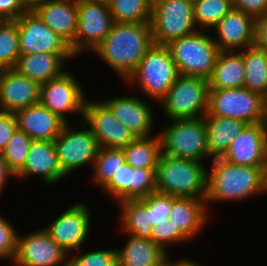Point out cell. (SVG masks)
<instances>
[{
  "label": "cell",
  "instance_id": "f35d334b",
  "mask_svg": "<svg viewBox=\"0 0 267 266\" xmlns=\"http://www.w3.org/2000/svg\"><path fill=\"white\" fill-rule=\"evenodd\" d=\"M69 260V266H117V249L81 252Z\"/></svg>",
  "mask_w": 267,
  "mask_h": 266
},
{
  "label": "cell",
  "instance_id": "f6af8a7d",
  "mask_svg": "<svg viewBox=\"0 0 267 266\" xmlns=\"http://www.w3.org/2000/svg\"><path fill=\"white\" fill-rule=\"evenodd\" d=\"M27 10L20 0H0V18L5 20H17Z\"/></svg>",
  "mask_w": 267,
  "mask_h": 266
},
{
  "label": "cell",
  "instance_id": "8d00e7d4",
  "mask_svg": "<svg viewBox=\"0 0 267 266\" xmlns=\"http://www.w3.org/2000/svg\"><path fill=\"white\" fill-rule=\"evenodd\" d=\"M32 139L18 128L0 152L8 168L15 174L25 163Z\"/></svg>",
  "mask_w": 267,
  "mask_h": 266
},
{
  "label": "cell",
  "instance_id": "ab89813d",
  "mask_svg": "<svg viewBox=\"0 0 267 266\" xmlns=\"http://www.w3.org/2000/svg\"><path fill=\"white\" fill-rule=\"evenodd\" d=\"M152 240L168 252L167 246L171 244L175 245L176 243H181L189 239L178 227H175L171 219H167L161 224H156L152 227Z\"/></svg>",
  "mask_w": 267,
  "mask_h": 266
},
{
  "label": "cell",
  "instance_id": "3957f363",
  "mask_svg": "<svg viewBox=\"0 0 267 266\" xmlns=\"http://www.w3.org/2000/svg\"><path fill=\"white\" fill-rule=\"evenodd\" d=\"M179 75L167 45L153 43L126 83L130 86L139 85L142 93L151 101L160 102Z\"/></svg>",
  "mask_w": 267,
  "mask_h": 266
},
{
  "label": "cell",
  "instance_id": "681fc988",
  "mask_svg": "<svg viewBox=\"0 0 267 266\" xmlns=\"http://www.w3.org/2000/svg\"><path fill=\"white\" fill-rule=\"evenodd\" d=\"M168 254H167V257H166V260L170 263L171 266H200V264H197L195 262H193L192 260H189V259H179L178 261H175L174 263L170 260H168Z\"/></svg>",
  "mask_w": 267,
  "mask_h": 266
},
{
  "label": "cell",
  "instance_id": "4dcf8cb0",
  "mask_svg": "<svg viewBox=\"0 0 267 266\" xmlns=\"http://www.w3.org/2000/svg\"><path fill=\"white\" fill-rule=\"evenodd\" d=\"M123 151L126 163L132 167L156 168L162 155L161 138L158 135L137 137Z\"/></svg>",
  "mask_w": 267,
  "mask_h": 266
},
{
  "label": "cell",
  "instance_id": "ac0fdd59",
  "mask_svg": "<svg viewBox=\"0 0 267 266\" xmlns=\"http://www.w3.org/2000/svg\"><path fill=\"white\" fill-rule=\"evenodd\" d=\"M256 19L238 9H231L214 27V42L220 51H240L255 43ZM216 39V40H215Z\"/></svg>",
  "mask_w": 267,
  "mask_h": 266
},
{
  "label": "cell",
  "instance_id": "d6986e66",
  "mask_svg": "<svg viewBox=\"0 0 267 266\" xmlns=\"http://www.w3.org/2000/svg\"><path fill=\"white\" fill-rule=\"evenodd\" d=\"M41 84L15 69L0 70V111L12 112L38 104Z\"/></svg>",
  "mask_w": 267,
  "mask_h": 266
},
{
  "label": "cell",
  "instance_id": "f907efd6",
  "mask_svg": "<svg viewBox=\"0 0 267 266\" xmlns=\"http://www.w3.org/2000/svg\"><path fill=\"white\" fill-rule=\"evenodd\" d=\"M264 184H265V189L267 192V156H266L265 164H264Z\"/></svg>",
  "mask_w": 267,
  "mask_h": 266
},
{
  "label": "cell",
  "instance_id": "cb8c5ba5",
  "mask_svg": "<svg viewBox=\"0 0 267 266\" xmlns=\"http://www.w3.org/2000/svg\"><path fill=\"white\" fill-rule=\"evenodd\" d=\"M17 128L32 140L54 141L66 122L40 103L15 113Z\"/></svg>",
  "mask_w": 267,
  "mask_h": 266
},
{
  "label": "cell",
  "instance_id": "c3c4849f",
  "mask_svg": "<svg viewBox=\"0 0 267 266\" xmlns=\"http://www.w3.org/2000/svg\"><path fill=\"white\" fill-rule=\"evenodd\" d=\"M23 7L27 11H34L38 6L44 4L48 0H20Z\"/></svg>",
  "mask_w": 267,
  "mask_h": 266
},
{
  "label": "cell",
  "instance_id": "816d5d0a",
  "mask_svg": "<svg viewBox=\"0 0 267 266\" xmlns=\"http://www.w3.org/2000/svg\"><path fill=\"white\" fill-rule=\"evenodd\" d=\"M158 266H171L170 263L167 260H164L160 265Z\"/></svg>",
  "mask_w": 267,
  "mask_h": 266
},
{
  "label": "cell",
  "instance_id": "5bb4252c",
  "mask_svg": "<svg viewBox=\"0 0 267 266\" xmlns=\"http://www.w3.org/2000/svg\"><path fill=\"white\" fill-rule=\"evenodd\" d=\"M20 54H73L70 45L36 15L27 11L17 20Z\"/></svg>",
  "mask_w": 267,
  "mask_h": 266
},
{
  "label": "cell",
  "instance_id": "f546056e",
  "mask_svg": "<svg viewBox=\"0 0 267 266\" xmlns=\"http://www.w3.org/2000/svg\"><path fill=\"white\" fill-rule=\"evenodd\" d=\"M207 130V148L228 150L231 142L247 125L245 122L218 116H204Z\"/></svg>",
  "mask_w": 267,
  "mask_h": 266
},
{
  "label": "cell",
  "instance_id": "d6a6232c",
  "mask_svg": "<svg viewBox=\"0 0 267 266\" xmlns=\"http://www.w3.org/2000/svg\"><path fill=\"white\" fill-rule=\"evenodd\" d=\"M116 23H146L152 20L153 0H108Z\"/></svg>",
  "mask_w": 267,
  "mask_h": 266
},
{
  "label": "cell",
  "instance_id": "8992f818",
  "mask_svg": "<svg viewBox=\"0 0 267 266\" xmlns=\"http://www.w3.org/2000/svg\"><path fill=\"white\" fill-rule=\"evenodd\" d=\"M205 116L233 118L246 124L267 122L265 97L244 87L209 89Z\"/></svg>",
  "mask_w": 267,
  "mask_h": 266
},
{
  "label": "cell",
  "instance_id": "30bf717a",
  "mask_svg": "<svg viewBox=\"0 0 267 266\" xmlns=\"http://www.w3.org/2000/svg\"><path fill=\"white\" fill-rule=\"evenodd\" d=\"M78 21L74 55L93 51L110 32L114 23L105 0H77Z\"/></svg>",
  "mask_w": 267,
  "mask_h": 266
},
{
  "label": "cell",
  "instance_id": "44dd1931",
  "mask_svg": "<svg viewBox=\"0 0 267 266\" xmlns=\"http://www.w3.org/2000/svg\"><path fill=\"white\" fill-rule=\"evenodd\" d=\"M38 175L45 184H55L66 175L59 165L54 141L32 140L24 165L14 174L15 178Z\"/></svg>",
  "mask_w": 267,
  "mask_h": 266
},
{
  "label": "cell",
  "instance_id": "1f68e13d",
  "mask_svg": "<svg viewBox=\"0 0 267 266\" xmlns=\"http://www.w3.org/2000/svg\"><path fill=\"white\" fill-rule=\"evenodd\" d=\"M118 204L122 211L120 221L123 233L152 240V223L147 207L140 200L121 201Z\"/></svg>",
  "mask_w": 267,
  "mask_h": 266
},
{
  "label": "cell",
  "instance_id": "7402d4cb",
  "mask_svg": "<svg viewBox=\"0 0 267 266\" xmlns=\"http://www.w3.org/2000/svg\"><path fill=\"white\" fill-rule=\"evenodd\" d=\"M118 119L135 137H150L154 114L150 105L133 96H117L102 100Z\"/></svg>",
  "mask_w": 267,
  "mask_h": 266
},
{
  "label": "cell",
  "instance_id": "2e32d148",
  "mask_svg": "<svg viewBox=\"0 0 267 266\" xmlns=\"http://www.w3.org/2000/svg\"><path fill=\"white\" fill-rule=\"evenodd\" d=\"M84 203H76L52 221L45 231L67 253L82 248L90 232V210Z\"/></svg>",
  "mask_w": 267,
  "mask_h": 266
},
{
  "label": "cell",
  "instance_id": "6da1fadb",
  "mask_svg": "<svg viewBox=\"0 0 267 266\" xmlns=\"http://www.w3.org/2000/svg\"><path fill=\"white\" fill-rule=\"evenodd\" d=\"M152 45L151 24L114 22L93 53L99 55L126 82Z\"/></svg>",
  "mask_w": 267,
  "mask_h": 266
},
{
  "label": "cell",
  "instance_id": "7c38bea8",
  "mask_svg": "<svg viewBox=\"0 0 267 266\" xmlns=\"http://www.w3.org/2000/svg\"><path fill=\"white\" fill-rule=\"evenodd\" d=\"M45 231L17 234L15 266H69V256ZM68 260V261H67Z\"/></svg>",
  "mask_w": 267,
  "mask_h": 266
},
{
  "label": "cell",
  "instance_id": "f1b7e54d",
  "mask_svg": "<svg viewBox=\"0 0 267 266\" xmlns=\"http://www.w3.org/2000/svg\"><path fill=\"white\" fill-rule=\"evenodd\" d=\"M245 65L244 88L267 97V51L252 45L240 50Z\"/></svg>",
  "mask_w": 267,
  "mask_h": 266
},
{
  "label": "cell",
  "instance_id": "277c9868",
  "mask_svg": "<svg viewBox=\"0 0 267 266\" xmlns=\"http://www.w3.org/2000/svg\"><path fill=\"white\" fill-rule=\"evenodd\" d=\"M266 192L264 167L231 164L207 180L206 208L218 201L246 200Z\"/></svg>",
  "mask_w": 267,
  "mask_h": 266
},
{
  "label": "cell",
  "instance_id": "74e56055",
  "mask_svg": "<svg viewBox=\"0 0 267 266\" xmlns=\"http://www.w3.org/2000/svg\"><path fill=\"white\" fill-rule=\"evenodd\" d=\"M139 200L149 211V218L152 223V227L169 219L173 203L172 195L155 191Z\"/></svg>",
  "mask_w": 267,
  "mask_h": 266
},
{
  "label": "cell",
  "instance_id": "60d3db41",
  "mask_svg": "<svg viewBox=\"0 0 267 266\" xmlns=\"http://www.w3.org/2000/svg\"><path fill=\"white\" fill-rule=\"evenodd\" d=\"M17 230L0 215V258L13 262L16 254Z\"/></svg>",
  "mask_w": 267,
  "mask_h": 266
},
{
  "label": "cell",
  "instance_id": "52a82bcc",
  "mask_svg": "<svg viewBox=\"0 0 267 266\" xmlns=\"http://www.w3.org/2000/svg\"><path fill=\"white\" fill-rule=\"evenodd\" d=\"M208 80L179 75L159 102L169 120L203 118L208 111Z\"/></svg>",
  "mask_w": 267,
  "mask_h": 266
},
{
  "label": "cell",
  "instance_id": "7bdbcfd3",
  "mask_svg": "<svg viewBox=\"0 0 267 266\" xmlns=\"http://www.w3.org/2000/svg\"><path fill=\"white\" fill-rule=\"evenodd\" d=\"M16 129L17 120L15 114L0 111V152L6 147Z\"/></svg>",
  "mask_w": 267,
  "mask_h": 266
},
{
  "label": "cell",
  "instance_id": "4316f807",
  "mask_svg": "<svg viewBox=\"0 0 267 266\" xmlns=\"http://www.w3.org/2000/svg\"><path fill=\"white\" fill-rule=\"evenodd\" d=\"M128 236L124 247L117 249L118 266H158L166 260L168 252L153 240Z\"/></svg>",
  "mask_w": 267,
  "mask_h": 266
},
{
  "label": "cell",
  "instance_id": "8fae6325",
  "mask_svg": "<svg viewBox=\"0 0 267 266\" xmlns=\"http://www.w3.org/2000/svg\"><path fill=\"white\" fill-rule=\"evenodd\" d=\"M81 127L74 130L66 123L54 140L59 165L66 176L85 164L93 165L99 149L90 128H85L84 124Z\"/></svg>",
  "mask_w": 267,
  "mask_h": 266
},
{
  "label": "cell",
  "instance_id": "7dc6e473",
  "mask_svg": "<svg viewBox=\"0 0 267 266\" xmlns=\"http://www.w3.org/2000/svg\"><path fill=\"white\" fill-rule=\"evenodd\" d=\"M14 177V173L8 168L5 160L0 153V195H2L3 189H5L6 182H8L10 177Z\"/></svg>",
  "mask_w": 267,
  "mask_h": 266
},
{
  "label": "cell",
  "instance_id": "5b68a950",
  "mask_svg": "<svg viewBox=\"0 0 267 266\" xmlns=\"http://www.w3.org/2000/svg\"><path fill=\"white\" fill-rule=\"evenodd\" d=\"M207 33L198 30L167 44L180 75L206 80L211 77L221 51L216 46L213 36Z\"/></svg>",
  "mask_w": 267,
  "mask_h": 266
},
{
  "label": "cell",
  "instance_id": "9a60e30c",
  "mask_svg": "<svg viewBox=\"0 0 267 266\" xmlns=\"http://www.w3.org/2000/svg\"><path fill=\"white\" fill-rule=\"evenodd\" d=\"M85 94L69 71L41 84L39 103L68 123L65 115L79 113L83 118Z\"/></svg>",
  "mask_w": 267,
  "mask_h": 266
},
{
  "label": "cell",
  "instance_id": "f5cc1de1",
  "mask_svg": "<svg viewBox=\"0 0 267 266\" xmlns=\"http://www.w3.org/2000/svg\"><path fill=\"white\" fill-rule=\"evenodd\" d=\"M265 103H266V118H267V97L265 98Z\"/></svg>",
  "mask_w": 267,
  "mask_h": 266
},
{
  "label": "cell",
  "instance_id": "603a6c76",
  "mask_svg": "<svg viewBox=\"0 0 267 266\" xmlns=\"http://www.w3.org/2000/svg\"><path fill=\"white\" fill-rule=\"evenodd\" d=\"M34 12L46 26L70 45L74 54L78 21L77 0H48L38 6Z\"/></svg>",
  "mask_w": 267,
  "mask_h": 266
},
{
  "label": "cell",
  "instance_id": "83f0119b",
  "mask_svg": "<svg viewBox=\"0 0 267 266\" xmlns=\"http://www.w3.org/2000/svg\"><path fill=\"white\" fill-rule=\"evenodd\" d=\"M245 84V65L240 51H221L217 57L209 89L243 88Z\"/></svg>",
  "mask_w": 267,
  "mask_h": 266
},
{
  "label": "cell",
  "instance_id": "ba28073f",
  "mask_svg": "<svg viewBox=\"0 0 267 266\" xmlns=\"http://www.w3.org/2000/svg\"><path fill=\"white\" fill-rule=\"evenodd\" d=\"M158 133L162 154L203 163L207 152V130L204 118L173 119Z\"/></svg>",
  "mask_w": 267,
  "mask_h": 266
},
{
  "label": "cell",
  "instance_id": "484cf974",
  "mask_svg": "<svg viewBox=\"0 0 267 266\" xmlns=\"http://www.w3.org/2000/svg\"><path fill=\"white\" fill-rule=\"evenodd\" d=\"M207 216L205 199L173 196L169 219L189 240L204 228Z\"/></svg>",
  "mask_w": 267,
  "mask_h": 266
},
{
  "label": "cell",
  "instance_id": "ee69618b",
  "mask_svg": "<svg viewBox=\"0 0 267 266\" xmlns=\"http://www.w3.org/2000/svg\"><path fill=\"white\" fill-rule=\"evenodd\" d=\"M232 6L255 19L267 14V0H232Z\"/></svg>",
  "mask_w": 267,
  "mask_h": 266
},
{
  "label": "cell",
  "instance_id": "bcb514c9",
  "mask_svg": "<svg viewBox=\"0 0 267 266\" xmlns=\"http://www.w3.org/2000/svg\"><path fill=\"white\" fill-rule=\"evenodd\" d=\"M254 45L267 51V14L256 18Z\"/></svg>",
  "mask_w": 267,
  "mask_h": 266
},
{
  "label": "cell",
  "instance_id": "4fadbf2b",
  "mask_svg": "<svg viewBox=\"0 0 267 266\" xmlns=\"http://www.w3.org/2000/svg\"><path fill=\"white\" fill-rule=\"evenodd\" d=\"M82 119L96 137L99 147L123 149L136 138L102 100H86Z\"/></svg>",
  "mask_w": 267,
  "mask_h": 266
},
{
  "label": "cell",
  "instance_id": "836d02e7",
  "mask_svg": "<svg viewBox=\"0 0 267 266\" xmlns=\"http://www.w3.org/2000/svg\"><path fill=\"white\" fill-rule=\"evenodd\" d=\"M125 162L123 149L99 147L93 162V182L102 188Z\"/></svg>",
  "mask_w": 267,
  "mask_h": 266
},
{
  "label": "cell",
  "instance_id": "b9f144b4",
  "mask_svg": "<svg viewBox=\"0 0 267 266\" xmlns=\"http://www.w3.org/2000/svg\"><path fill=\"white\" fill-rule=\"evenodd\" d=\"M208 157H213L212 159V168L208 172L207 169L204 168L203 166V177L208 180L210 179L213 175H215L217 172H220L224 168L230 166L231 163V158L230 154L228 153V150H210L208 149L205 155L203 156V160L208 158Z\"/></svg>",
  "mask_w": 267,
  "mask_h": 266
},
{
  "label": "cell",
  "instance_id": "d590c367",
  "mask_svg": "<svg viewBox=\"0 0 267 266\" xmlns=\"http://www.w3.org/2000/svg\"><path fill=\"white\" fill-rule=\"evenodd\" d=\"M194 22L204 31L213 29L216 24L233 9L232 0H196L193 2ZM209 29V30H208Z\"/></svg>",
  "mask_w": 267,
  "mask_h": 266
},
{
  "label": "cell",
  "instance_id": "e0dca14e",
  "mask_svg": "<svg viewBox=\"0 0 267 266\" xmlns=\"http://www.w3.org/2000/svg\"><path fill=\"white\" fill-rule=\"evenodd\" d=\"M155 169L132 167L125 162L102 190L117 202L145 198L157 191Z\"/></svg>",
  "mask_w": 267,
  "mask_h": 266
},
{
  "label": "cell",
  "instance_id": "e575fe53",
  "mask_svg": "<svg viewBox=\"0 0 267 266\" xmlns=\"http://www.w3.org/2000/svg\"><path fill=\"white\" fill-rule=\"evenodd\" d=\"M20 55L17 22L2 21L0 23V70L14 69Z\"/></svg>",
  "mask_w": 267,
  "mask_h": 266
},
{
  "label": "cell",
  "instance_id": "7a4b0ae2",
  "mask_svg": "<svg viewBox=\"0 0 267 266\" xmlns=\"http://www.w3.org/2000/svg\"><path fill=\"white\" fill-rule=\"evenodd\" d=\"M158 192L175 197L205 199L207 180L202 162L162 154L155 169Z\"/></svg>",
  "mask_w": 267,
  "mask_h": 266
},
{
  "label": "cell",
  "instance_id": "ffe728a7",
  "mask_svg": "<svg viewBox=\"0 0 267 266\" xmlns=\"http://www.w3.org/2000/svg\"><path fill=\"white\" fill-rule=\"evenodd\" d=\"M231 163L264 167L267 156V122L247 124L228 148Z\"/></svg>",
  "mask_w": 267,
  "mask_h": 266
},
{
  "label": "cell",
  "instance_id": "9c48e42d",
  "mask_svg": "<svg viewBox=\"0 0 267 266\" xmlns=\"http://www.w3.org/2000/svg\"><path fill=\"white\" fill-rule=\"evenodd\" d=\"M150 24L153 43L159 45H167L199 30L194 22L191 0H153Z\"/></svg>",
  "mask_w": 267,
  "mask_h": 266
},
{
  "label": "cell",
  "instance_id": "d4e9b609",
  "mask_svg": "<svg viewBox=\"0 0 267 266\" xmlns=\"http://www.w3.org/2000/svg\"><path fill=\"white\" fill-rule=\"evenodd\" d=\"M76 57L74 54L33 53L20 55L14 68L20 75L40 84L62 75L64 63Z\"/></svg>",
  "mask_w": 267,
  "mask_h": 266
}]
</instances>
